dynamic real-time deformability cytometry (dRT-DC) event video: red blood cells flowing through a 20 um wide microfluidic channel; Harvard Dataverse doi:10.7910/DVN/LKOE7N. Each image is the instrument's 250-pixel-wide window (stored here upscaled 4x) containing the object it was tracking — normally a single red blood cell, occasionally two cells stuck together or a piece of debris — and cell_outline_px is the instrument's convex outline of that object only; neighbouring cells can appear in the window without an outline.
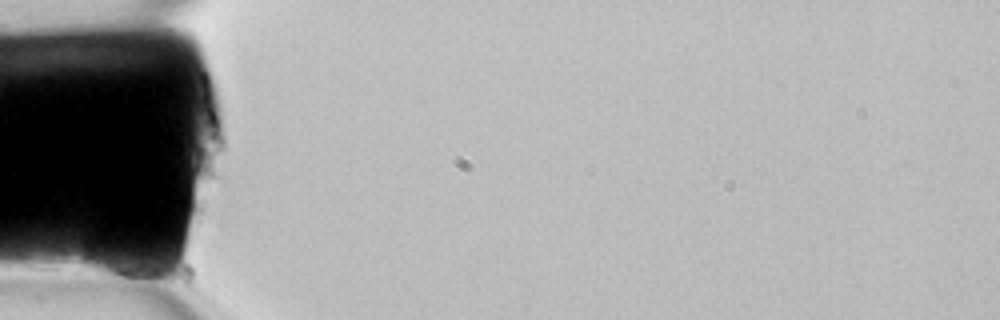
{"species": "common noctule bat (a hibernating species)", "species_latin": "Nyctalus noctula", "temperature_condition": "room temperature", "stored_images_in_passage": 3, "camera_frame_rate_fps": 3000, "um_per_image_px": 0.085, "animal": {"sex": "female", "body_mass_g": 22.7, "forearm_length_mm": 54.2}, "frame": {"image": 1, "passage_image": 1, "time_ms": 0.0, "image_size_px": [1000, 320], "cell_outline_px": [[156, 272], [132, 276], [108, 276], [88, 272], [84, 264], [84, 256], [88, 232], [92, 228], [100, 228], [140, 256]], "centroid_in_image_um": [9.52, 21.82], "position_along_channel_um": 75.5, "area_um2": 15.37}}